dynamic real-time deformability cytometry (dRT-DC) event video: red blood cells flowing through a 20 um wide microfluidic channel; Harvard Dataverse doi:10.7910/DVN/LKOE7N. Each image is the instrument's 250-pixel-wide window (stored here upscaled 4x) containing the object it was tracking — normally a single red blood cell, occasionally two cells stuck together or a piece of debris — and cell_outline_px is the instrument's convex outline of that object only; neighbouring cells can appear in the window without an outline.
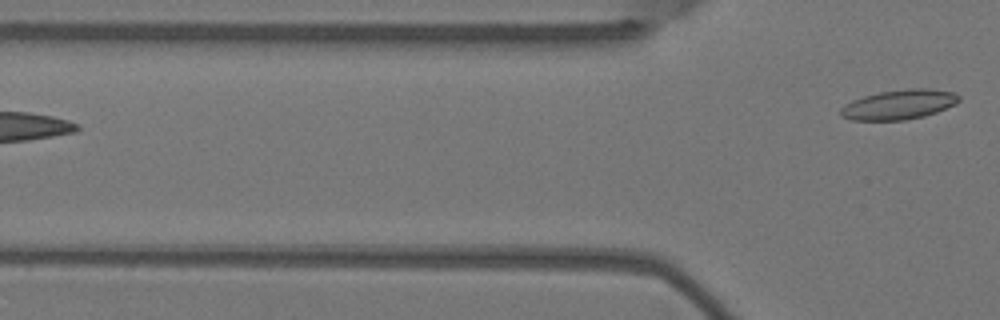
{"species": "Egyptian fruit bat (a non-hibernating species)", "species_latin": "Rousettus aegyptiacus", "temperature_condition": "warm", "stored_images_in_passage": 2, "camera_frame_rate_fps": 3000, "um_per_image_px": 0.085, "animal": {"sex": "female"}, "frame": {"image": 1, "passage_image": 2, "time_ms": 0.333, "image_size_px": [1000, 320], "cell_outline_px": [[960, 100], [956, 104], [936, 112], [924, 116], [904, 120], [852, 120], [840, 116], [840, 108], [844, 104], [852, 100], [864, 96], [880, 92], [908, 88], [928, 88], [952, 92], [960, 96]], "centroid_in_image_um": [76.4, 8.88], "position_along_channel_um": 49.4, "area_um2": 20.52}}